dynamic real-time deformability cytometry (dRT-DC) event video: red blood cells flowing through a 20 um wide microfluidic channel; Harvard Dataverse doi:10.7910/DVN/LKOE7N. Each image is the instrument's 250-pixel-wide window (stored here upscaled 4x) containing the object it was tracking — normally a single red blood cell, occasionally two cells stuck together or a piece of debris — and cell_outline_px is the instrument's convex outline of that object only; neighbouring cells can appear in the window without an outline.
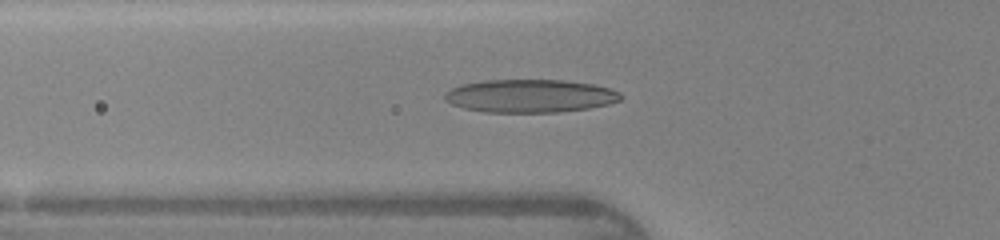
{"species": "human", "species_latin": "Homo sapiens", "temperature_condition": "warm", "stored_images_in_passage": 47, "camera_frame_rate_fps": 3000, "um_per_image_px": 0.085, "donor": {"sex": "female"}, "frame": {"image": 1, "passage_image": 17, "time_ms": 5.333, "image_size_px": [1000, 240], "cell_outline_px": [[624, 96], [620, 100], [608, 104], [588, 108], [556, 112], [484, 112], [464, 108], [452, 104], [444, 100], [444, 92], [452, 88], [464, 84], [484, 80], [564, 80], [596, 84], [620, 92]], "centroid_in_image_um": [45.06, 8.15], "position_along_channel_um": 80.7, "area_um2": 33.99}}
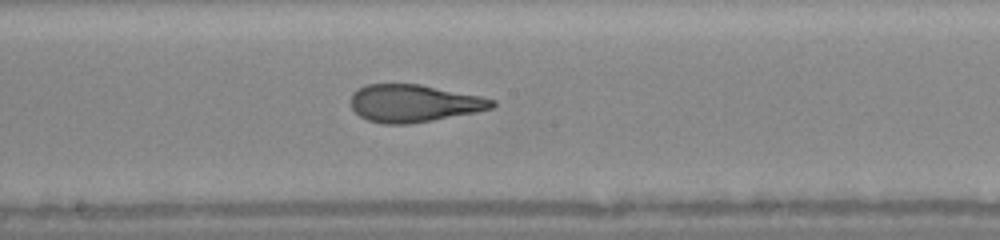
{"frame": {"image": 2, "passage_image": 26, "time_ms": 8.333, "image_size_px": [1000, 240], "cell_outline_px": [[496, 104], [492, 108], [476, 112], [432, 120], [408, 124], [384, 124], [368, 120], [360, 116], [352, 108], [352, 92], [356, 88], [368, 84], [420, 84], [480, 96], [496, 100]], "centroid_in_image_um": [35.17, 8.77], "position_along_channel_um": 213.0, "area_um2": 30.75}}
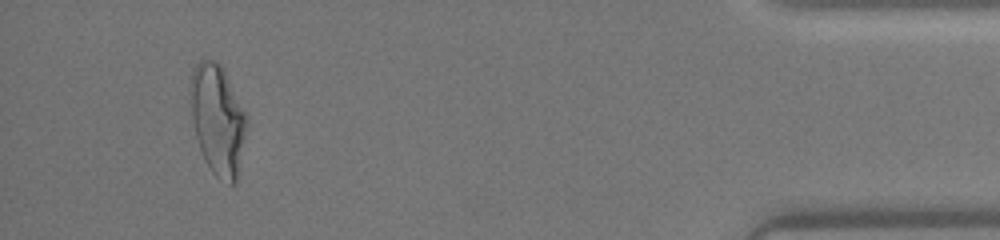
{"frame": {"image": 3, "passage_image": 44, "time_ms": 14.333, "image_size_px": [1000, 240], "cell_outline_px": [[248, 120], [236, 184], [228, 184], [216, 176], [212, 172], [204, 160], [196, 136], [192, 120], [188, 92], [188, 88], [192, 72], [196, 64], [204, 56], [216, 60], [224, 68], [248, 112]], "centroid_in_image_um": [18.51, 10.09], "position_along_channel_um": 416.7, "area_um2": 37.28}, "authors_computed_cell_mechanics": {"area_um2": 31.501, "velocity_mm_per_s": 4.3725, "shape_relaxation_time_tau1_ms": 5.5775, "shape_relaxation_time_tau2_ms": 0.9812, "deformation_change_tau1": 0.2337, "deformation_change_tau2": 0.0969}}